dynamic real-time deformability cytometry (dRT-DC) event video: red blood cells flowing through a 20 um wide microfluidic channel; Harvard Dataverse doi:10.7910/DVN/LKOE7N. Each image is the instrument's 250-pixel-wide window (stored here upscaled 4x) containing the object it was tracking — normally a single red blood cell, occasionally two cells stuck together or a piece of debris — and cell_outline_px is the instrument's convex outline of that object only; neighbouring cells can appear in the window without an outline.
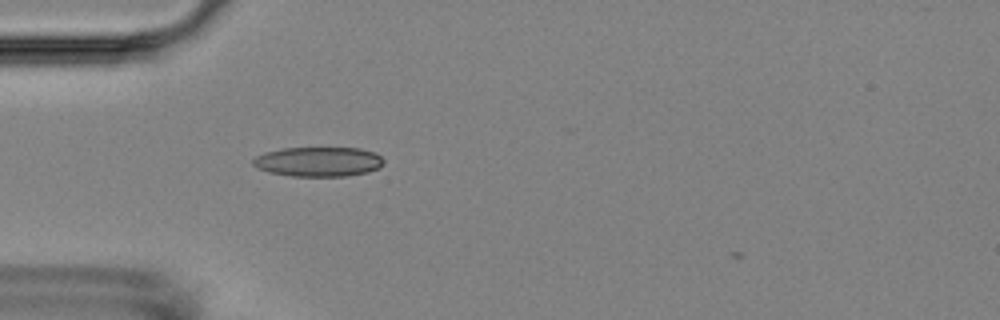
{"species": "Egyptian fruit bat (a non-hibernating species)", "species_latin": "Rousettus aegyptiacus", "temperature_condition": "room temperature", "stored_images_in_passage": 18, "camera_frame_rate_fps": 3000, "um_per_image_px": 0.085, "animal": {"sex": "female"}, "frame": {"image": 1, "passage_image": 4, "time_ms": 9.667, "image_size_px": [1000, 320], "cell_outline_px": [[384, 164], [380, 168], [368, 172], [344, 176], [292, 176], [268, 172], [256, 168], [252, 164], [252, 160], [256, 156], [264, 152], [284, 148], [360, 148], [376, 152], [384, 160]], "centroid_in_image_um": [27.07, 13.74], "position_along_channel_um": 57.9, "area_um2": 22.77}}
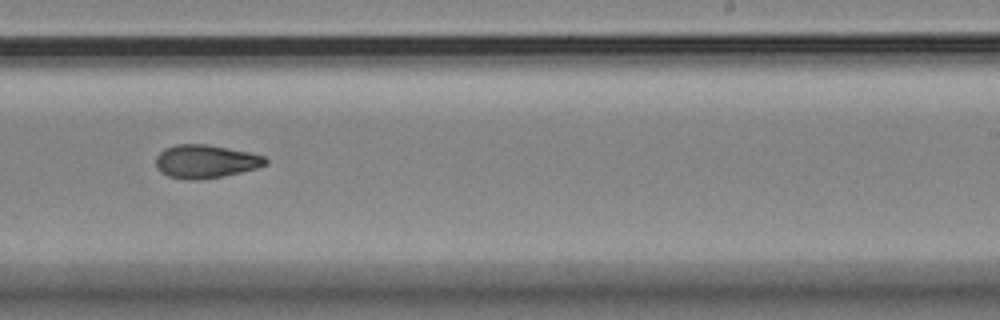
{"frame": {"image": 2, "passage_image": 13, "time_ms": 15.667, "image_size_px": [1000, 320], "cell_outline_px": [[268, 164], [256, 168], [224, 176], [200, 180], [188, 180], [168, 176], [160, 172], [156, 168], [156, 156], [164, 148], [176, 144], [208, 144], [248, 152], [264, 156], [268, 160]], "centroid_in_image_um": [17.45, 13.72], "position_along_channel_um": 271.5, "area_um2": 21.44}}
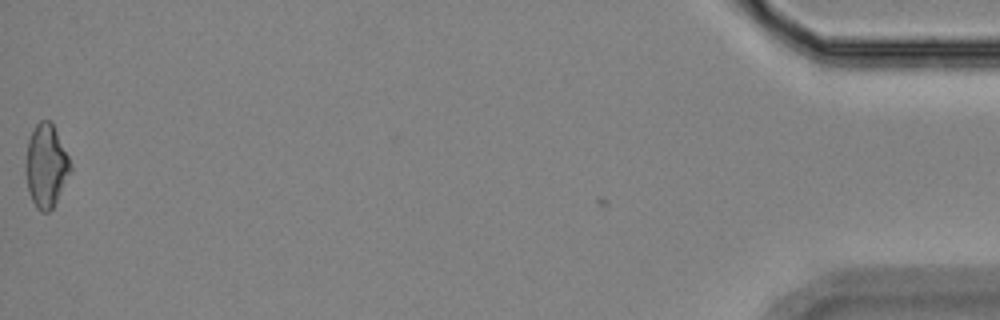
{"frame": {"image": 3, "passage_image": 18, "time_ms": 22.667, "image_size_px": [1000, 320], "cell_outline_px": [[72, 168], [52, 208], [48, 212], [40, 212], [36, 208], [28, 192], [24, 172], [28, 140], [36, 124], [40, 120], [48, 120], [52, 124], [72, 164]], "centroid_in_image_um": [3.88, 14.12], "position_along_channel_um": 431.3, "area_um2": 21.44}, "authors_computed_cell_mechanics": {"area_um2": 22.0507, "velocity_mm_per_s": 3.6281, "shape_relaxation_time_tau1_ms": null, "shape_relaxation_time_tau2_ms": 5.3451, "deformation_change_tau1": null, "deformation_change_tau2": 0.1104}}